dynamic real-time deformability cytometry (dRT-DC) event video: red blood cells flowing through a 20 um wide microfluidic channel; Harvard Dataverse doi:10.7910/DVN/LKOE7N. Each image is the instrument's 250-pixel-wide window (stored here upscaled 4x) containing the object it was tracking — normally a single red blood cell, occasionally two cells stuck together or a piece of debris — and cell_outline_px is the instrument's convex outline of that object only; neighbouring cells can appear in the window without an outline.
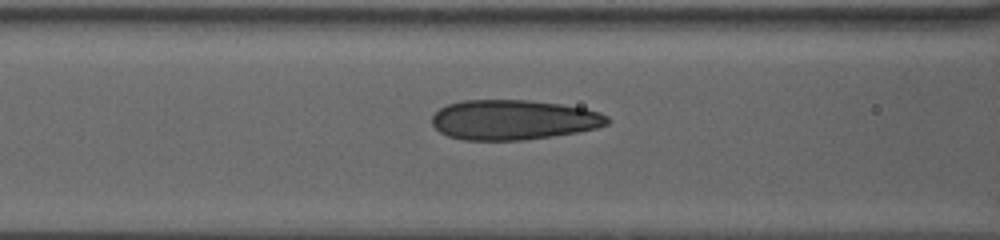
{"species": "human", "species_latin": "Homo sapiens", "temperature_condition": "warm", "stored_images_in_passage": 7, "camera_frame_rate_fps": 3000, "um_per_image_px": 0.085, "donor": {"sex": "female"}, "frame": {"image": 1, "passage_image": 5, "time_ms": 2.0, "image_size_px": [1000, 240], "cell_outline_px": [[608, 124], [596, 128], [576, 132], [552, 136], [520, 140], [464, 140], [448, 136], [440, 132], [432, 124], [432, 116], [440, 108], [448, 104], [464, 100], [528, 100], [560, 104], [584, 108], [600, 112], [608, 116]], "centroid_in_image_um": [43.63, 10.18], "position_along_channel_um": 123.0, "area_um2": 40.69}}